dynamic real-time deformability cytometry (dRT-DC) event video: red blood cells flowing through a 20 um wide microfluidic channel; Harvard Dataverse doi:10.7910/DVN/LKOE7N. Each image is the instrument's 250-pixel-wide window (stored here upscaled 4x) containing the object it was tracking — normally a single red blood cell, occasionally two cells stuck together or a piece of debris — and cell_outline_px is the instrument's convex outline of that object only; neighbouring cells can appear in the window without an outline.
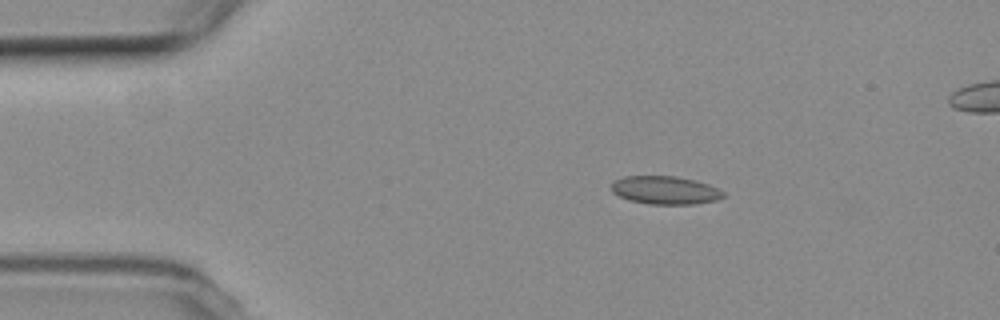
{"species": "common noctule bat (a hibernating species)", "species_latin": "Nyctalus noctula", "temperature_condition": "room temperature", "stored_images_in_passage": 5, "camera_frame_rate_fps": 3000, "um_per_image_px": 0.085, "animal": {"sex": "female", "body_mass_g": 19.3, "forearm_length_mm": 54.1}, "frame": {"image": 1, "passage_image": 3, "time_ms": 3.0, "image_size_px": [1000, 320], "cell_outline_px": [[724, 196], [716, 200], [696, 204], [648, 204], [628, 200], [612, 192], [612, 180], [624, 176], [676, 176], [696, 180], [708, 184], [724, 192]], "centroid_in_image_um": [56.51, 16.16], "position_along_channel_um": 28.5, "area_um2": 18.44}}
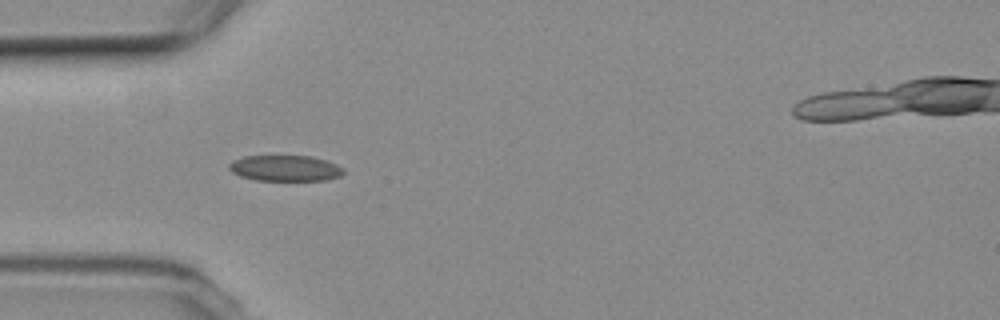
{"frame": {"image": 2, "passage_image": 5, "time_ms": 5.333, "image_size_px": [1000, 320], "cell_outline_px": [[344, 172], [340, 176], [328, 180], [256, 180], [240, 176], [232, 172], [228, 168], [228, 164], [232, 160], [244, 156], [312, 156], [336, 164], [344, 168]], "centroid_in_image_um": [24.22, 14.29], "position_along_channel_um": 60.8, "area_um2": 17.28}}